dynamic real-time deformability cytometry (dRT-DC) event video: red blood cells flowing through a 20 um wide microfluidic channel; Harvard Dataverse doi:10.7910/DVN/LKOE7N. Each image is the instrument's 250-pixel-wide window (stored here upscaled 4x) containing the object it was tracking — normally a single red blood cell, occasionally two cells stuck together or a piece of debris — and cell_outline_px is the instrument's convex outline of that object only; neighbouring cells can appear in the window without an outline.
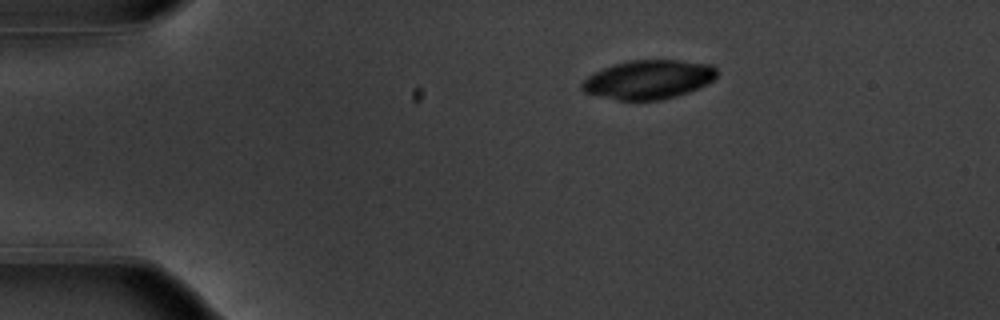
{"species": "common noctule bat (a hibernating species)", "species_latin": "Nyctalus noctula", "temperature_condition": "warm", "stored_images_in_passage": 45, "camera_frame_rate_fps": 3000, "um_per_image_px": 0.085, "animal": {"sex": "male", "body_mass_g": 20.1, "forearm_length_mm": 53.5}, "frame": {"image": 1, "passage_image": 1, "time_ms": 0.0, "image_size_px": [1000, 320], "cell_outline_px": [[716, 76], [712, 80], [688, 92], [676, 96], [660, 100], [616, 100], [584, 92], [580, 88], [580, 84], [588, 76], [612, 64], [628, 60], [680, 60], [712, 64], [716, 68]], "centroid_in_image_um": [55.1, 6.75], "position_along_channel_um": 29.9, "area_um2": 30.52}}
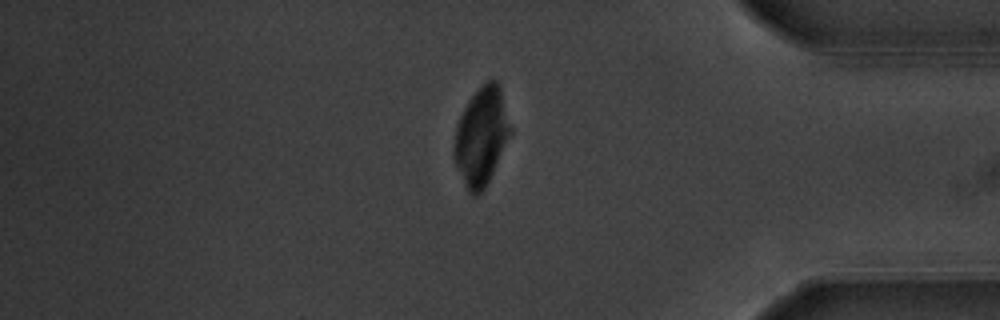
{"frame": {"image": 2, "passage_image": 37, "time_ms": 12.0, "image_size_px": [1000, 320], "cell_outline_px": [[512, 132], [484, 188], [476, 196], [472, 196], [468, 192], [456, 164], [452, 152], [456, 128], [460, 116], [468, 100], [484, 80], [492, 76], [500, 84], [512, 128]], "centroid_in_image_um": [40.92, 11.5], "position_along_channel_um": 394.3, "area_um2": 32.19}}